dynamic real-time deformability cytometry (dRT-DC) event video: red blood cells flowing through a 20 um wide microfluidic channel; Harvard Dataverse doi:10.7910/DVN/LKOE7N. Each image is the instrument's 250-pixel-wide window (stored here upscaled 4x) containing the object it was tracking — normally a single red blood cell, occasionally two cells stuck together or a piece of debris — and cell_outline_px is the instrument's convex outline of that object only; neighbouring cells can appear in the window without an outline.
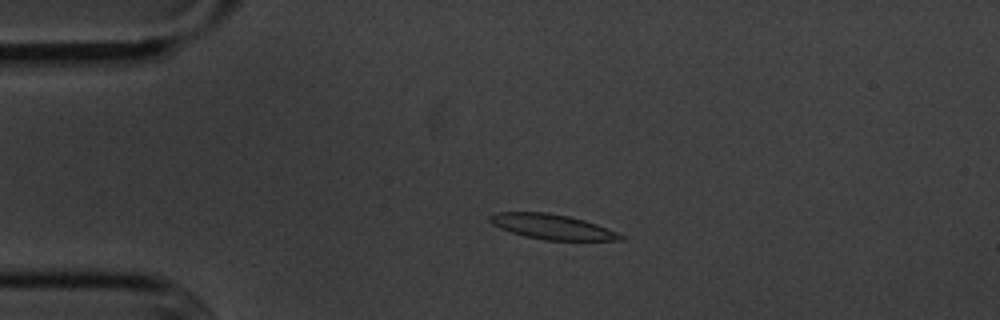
{"species": "common noctule bat (a hibernating species)", "species_latin": "Nyctalus noctula", "temperature_condition": "cold", "stored_images_in_passage": 49, "camera_frame_rate_fps": 3000, "um_per_image_px": 0.085, "animal": {"sex": "male", "body_mass_g": 20.1, "forearm_length_mm": 53.5}, "frame": {"image": 1, "passage_image": 6, "time_ms": 1.667, "image_size_px": [1000, 320], "cell_outline_px": [[624, 240], [544, 240], [524, 236], [500, 228], [492, 224], [488, 220], [488, 216], [496, 212], [548, 212], [568, 216], [584, 220], [596, 224], [616, 232], [624, 236]], "centroid_in_image_um": [46.89, 19.27], "position_along_channel_um": 38.1, "area_um2": 18.96}}
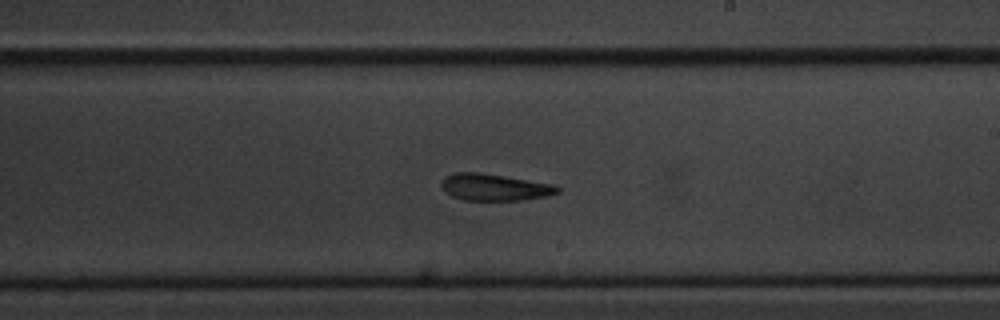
{"frame": {"image": 2, "passage_image": 26, "time_ms": 8.333, "image_size_px": [1000, 320], "cell_outline_px": [[560, 192], [548, 196], [524, 200], [464, 200], [452, 196], [444, 192], [440, 184], [440, 180], [444, 176], [452, 172], [480, 172], [556, 184], [560, 188]], "centroid_in_image_um": [42.02, 15.9], "position_along_channel_um": 247.0, "area_um2": 18.55}}
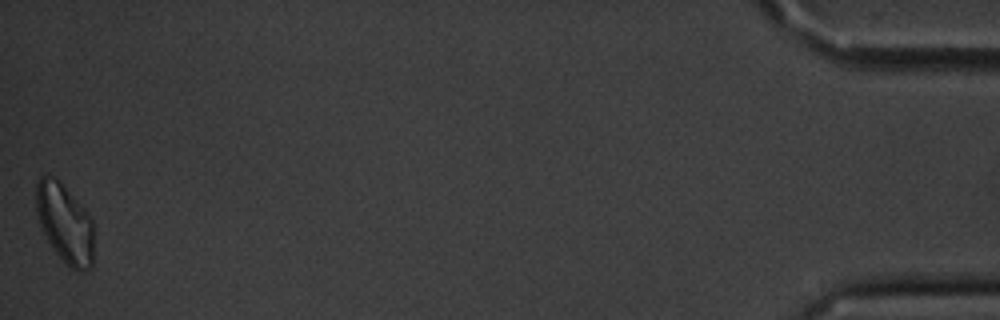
{"frame": {"image": 3, "passage_image": 49, "time_ms": 16.0, "image_size_px": [1000, 320], "cell_outline_px": [[92, 268], [84, 272], [76, 272], [52, 248], [40, 224], [36, 208], [36, 180], [44, 172], [48, 172], [60, 180], [84, 208], [92, 220]], "centroid_in_image_um": [5.49, 18.92], "position_along_channel_um": 429.7, "area_um2": 26.7}, "authors_computed_cell_mechanics": {"area_um2": 19.4208, "velocity_mm_per_s": 3.5976, "shape_relaxation_time_tau1_ms": 3.094, "shape_relaxation_time_tau2_ms": 8.7543, "deformation_change_tau1": 0.0991, "deformation_change_tau2": 0.1966}}